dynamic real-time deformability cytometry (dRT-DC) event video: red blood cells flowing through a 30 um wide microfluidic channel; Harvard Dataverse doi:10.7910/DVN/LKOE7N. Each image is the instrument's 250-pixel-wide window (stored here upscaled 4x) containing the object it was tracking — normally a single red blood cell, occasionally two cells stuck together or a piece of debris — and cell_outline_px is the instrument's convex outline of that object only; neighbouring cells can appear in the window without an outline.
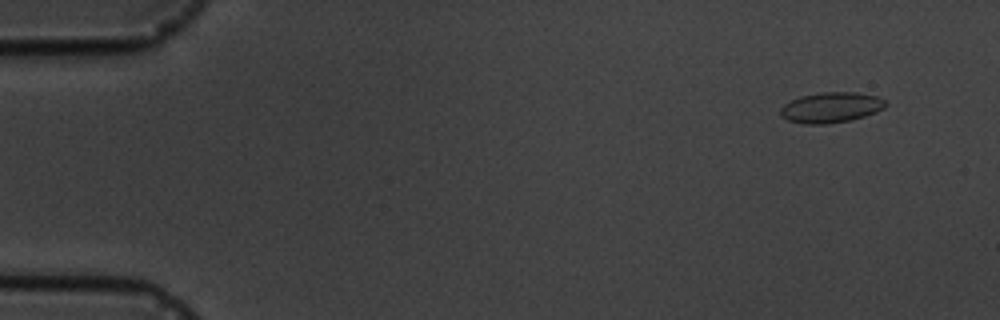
{"species": "common noctule bat (a hibernating species)", "species_latin": "Nyctalus noctula", "temperature_condition": "cold", "stored_images_in_passage": 17, "camera_frame_rate_fps": 3000, "um_per_image_px": 0.085, "animal": {"sex": "male", "body_mass_g": 19.5, "forearm_length_mm": 54.6}, "frame": {"image": 1, "passage_image": 2, "time_ms": 1.333, "image_size_px": [1000, 320], "cell_outline_px": [[888, 104], [884, 108], [876, 112], [852, 120], [828, 124], [804, 124], [788, 120], [780, 116], [780, 108], [784, 104], [800, 96], [820, 92], [856, 92], [876, 96], [888, 100]], "centroid_in_image_um": [70.66, 9.13], "position_along_channel_um": 14.3, "area_um2": 18.9}}
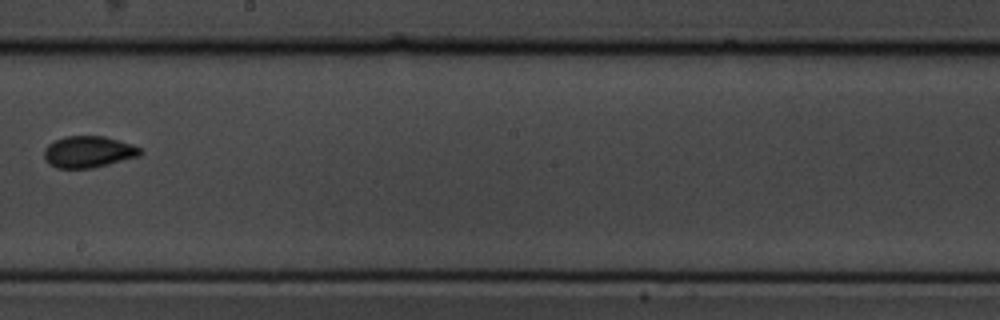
{"frame": {"image": 2, "passage_image": 10, "time_ms": 10.667, "image_size_px": [1000, 320], "cell_outline_px": [[144, 152], [140, 156], [92, 168], [56, 168], [48, 164], [44, 156], [44, 148], [48, 144], [64, 136], [104, 136], [132, 144], [140, 148]], "centroid_in_image_um": [7.51, 12.91], "position_along_channel_um": 240.7, "area_um2": 17.74}}
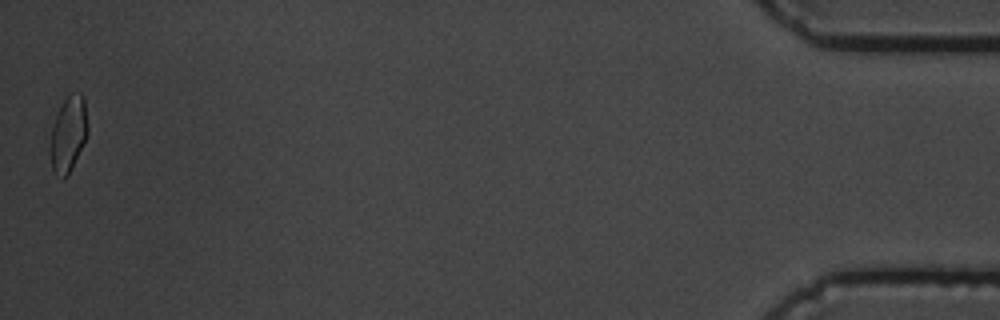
{"frame": {"image": 3, "passage_image": 17, "time_ms": 18.333, "image_size_px": [1000, 320], "cell_outline_px": [[88, 132], [84, 144], [68, 176], [60, 180], [52, 172], [48, 152], [52, 128], [56, 116], [64, 100], [72, 92], [80, 92], [84, 96], [88, 128]], "centroid_in_image_um": [5.79, 11.47], "position_along_channel_um": 429.4, "area_um2": 16.99}, "authors_computed_cell_mechanics": {"area_um2": 17.3978, "velocity_mm_per_s": 3.6464, "shape_relaxation_time_tau1_ms": 9.04, "shape_relaxation_time_tau2_ms": 0.7528, "deformation_change_tau1": 0.1328, "deformation_change_tau2": 0.0213}}